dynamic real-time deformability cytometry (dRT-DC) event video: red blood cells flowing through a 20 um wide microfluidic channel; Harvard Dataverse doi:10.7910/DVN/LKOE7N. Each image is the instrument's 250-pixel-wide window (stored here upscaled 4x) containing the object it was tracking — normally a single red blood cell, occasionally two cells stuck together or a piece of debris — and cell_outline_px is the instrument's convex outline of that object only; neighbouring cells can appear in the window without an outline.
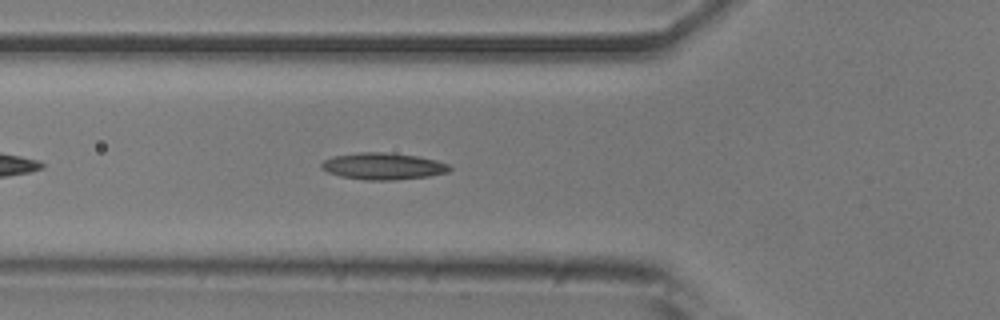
{"species": "common noctule bat (a hibernating species)", "species_latin": "Nyctalus noctula", "temperature_condition": "room temperature", "stored_images_in_passage": 39, "camera_frame_rate_fps": 3000, "um_per_image_px": 0.085, "animal": {"sex": "male", "body_mass_g": 20.5, "forearm_length_mm": 52.5}, "frame": {"image": 1, "passage_image": 7, "time_ms": 2.0, "image_size_px": [1000, 320], "cell_outline_px": [[452, 168], [448, 172], [428, 176], [392, 180], [364, 180], [340, 176], [328, 172], [320, 168], [320, 164], [324, 160], [332, 156], [360, 152], [384, 152], [416, 156], [436, 160], [448, 164]], "centroid_in_image_um": [32.53, 14.12], "position_along_channel_um": 93.3, "area_um2": 19.94}}
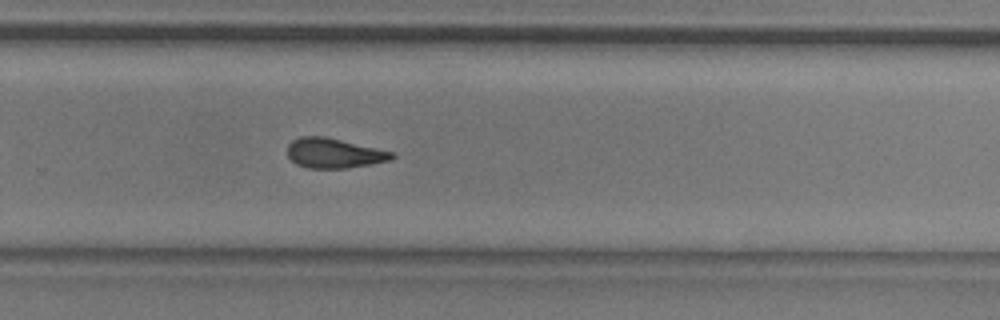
{"frame": {"image": 2, "passage_image": 23, "time_ms": 7.333, "image_size_px": [1000, 320], "cell_outline_px": [[396, 156], [392, 160], [344, 168], [308, 168], [296, 164], [288, 156], [288, 144], [292, 140], [300, 136], [324, 136], [376, 148], [392, 152]], "centroid_in_image_um": [28.36, 13.01], "position_along_channel_um": 301.4, "area_um2": 17.98}}
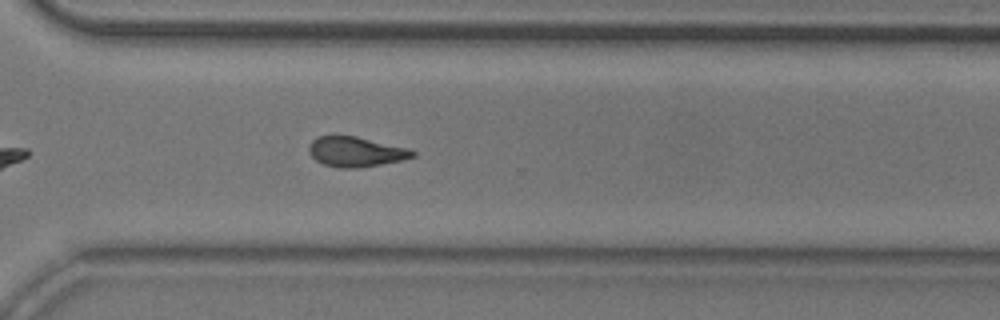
{"frame": {"image": 3, "passage_image": 26, "time_ms": 8.333, "image_size_px": [1000, 320], "cell_outline_px": [[416, 156], [404, 160], [356, 168], [336, 168], [324, 164], [316, 160], [312, 156], [308, 148], [312, 140], [316, 136], [332, 132], [356, 136], [408, 148], [416, 152]], "centroid_in_image_um": [30.2, 12.86], "position_along_channel_um": 340.4, "area_um2": 18.67}, "authors_computed_cell_mechanics": {"area_um2": 18.3226, "velocity_mm_per_s": 3.894, "shape_relaxation_time_tau1_ms": 6.953, "shape_relaxation_time_tau2_ms": 5.1222, "deformation_change_tau1": 0.1884, "deformation_change_tau2": 0.1502}}